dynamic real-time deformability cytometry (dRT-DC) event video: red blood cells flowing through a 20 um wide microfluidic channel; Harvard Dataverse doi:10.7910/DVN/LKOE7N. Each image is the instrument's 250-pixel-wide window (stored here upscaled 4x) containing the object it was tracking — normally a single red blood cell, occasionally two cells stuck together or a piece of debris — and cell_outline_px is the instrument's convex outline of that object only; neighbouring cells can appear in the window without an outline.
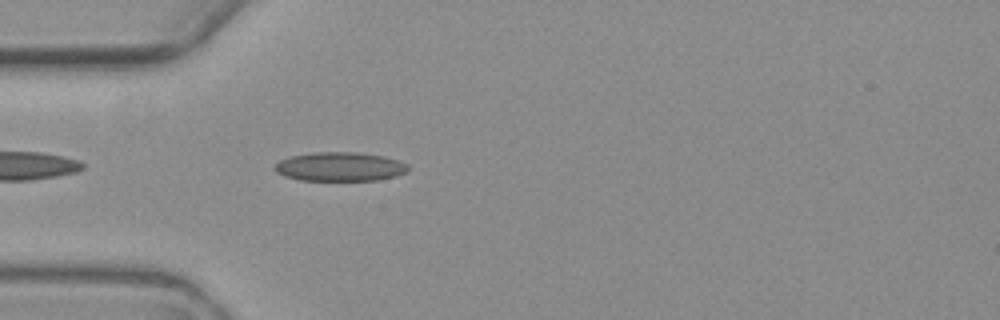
{"species": "common noctule bat (a hibernating species)", "species_latin": "Nyctalus noctula", "temperature_condition": "warm", "stored_images_in_passage": 4, "camera_frame_rate_fps": 3000, "um_per_image_px": 0.085, "animal": {"sex": "female", "body_mass_g": 19.3, "forearm_length_mm": 54.1}, "frame": {"image": 1, "passage_image": 4, "time_ms": 4.0, "image_size_px": [1000, 320], "cell_outline_px": [[408, 168], [404, 172], [396, 176], [376, 180], [300, 180], [284, 176], [276, 172], [276, 164], [280, 160], [292, 156], [312, 152], [356, 152], [384, 156], [408, 164]], "centroid_in_image_um": [28.88, 14.16], "position_along_channel_um": 56.1, "area_um2": 22.31}}